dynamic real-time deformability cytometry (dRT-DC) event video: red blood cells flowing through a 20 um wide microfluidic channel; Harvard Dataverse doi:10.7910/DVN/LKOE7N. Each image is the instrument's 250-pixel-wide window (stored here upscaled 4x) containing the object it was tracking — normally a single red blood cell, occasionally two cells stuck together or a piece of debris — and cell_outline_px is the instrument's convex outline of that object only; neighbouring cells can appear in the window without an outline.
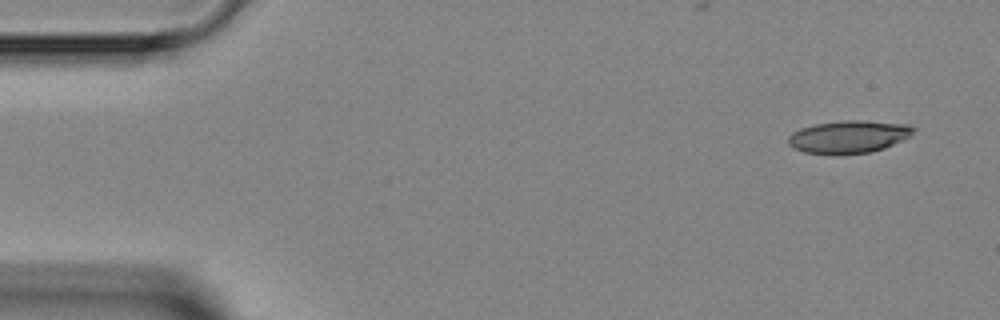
{"species": "Egyptian fruit bat (a non-hibernating species)", "species_latin": "Rousettus aegyptiacus", "temperature_condition": "room temperature", "stored_images_in_passage": 4, "camera_frame_rate_fps": 3000, "um_per_image_px": 0.085, "animal": {"sex": "female"}, "frame": {"image": 1, "passage_image": 1, "time_ms": 0.0, "image_size_px": [1000, 320], "cell_outline_px": [[916, 128], [908, 136], [884, 148], [872, 152], [840, 156], [836, 156], [804, 152], [792, 148], [788, 144], [788, 136], [792, 132], [800, 128], [816, 124], [844, 120], [860, 120], [908, 124]], "centroid_in_image_um": [72.07, 11.65], "position_along_channel_um": 12.9, "area_um2": 24.1}}